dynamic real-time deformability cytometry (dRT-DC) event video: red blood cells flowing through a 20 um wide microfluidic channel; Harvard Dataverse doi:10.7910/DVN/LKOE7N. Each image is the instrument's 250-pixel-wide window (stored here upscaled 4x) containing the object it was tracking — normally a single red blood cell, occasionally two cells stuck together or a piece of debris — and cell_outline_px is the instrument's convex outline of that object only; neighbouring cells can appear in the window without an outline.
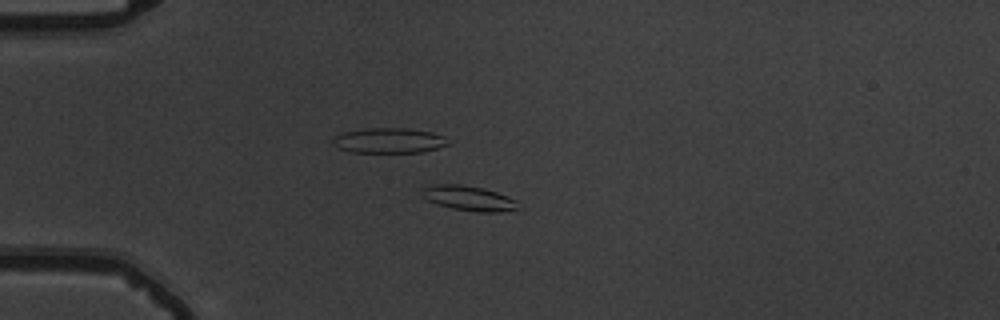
{"species": "common noctule bat (a hibernating species)", "species_latin": "Nyctalus noctula", "temperature_condition": "warm", "stored_images_in_passage": 56, "camera_frame_rate_fps": 3000, "um_per_image_px": 0.085, "animal": {"sex": "male", "body_mass_g": 19.5, "forearm_length_mm": 54.6}, "frame": {"image": 1, "passage_image": 16, "time_ms": 5.0, "image_size_px": [1000, 320], "cell_outline_px": [[524, 208], [500, 212], [476, 212], [452, 208], [428, 200], [420, 192], [420, 188], [428, 184], [460, 184], [484, 188], [508, 196], [516, 200]], "centroid_in_image_um": [39.89, 16.84], "position_along_channel_um": 45.1, "area_um2": 14.22}}
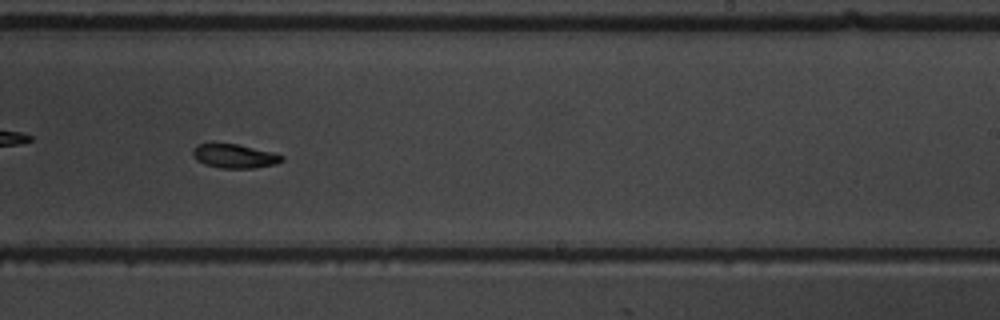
{"frame": {"image": 2, "passage_image": 36, "time_ms": 11.667, "image_size_px": [1000, 320], "cell_outline_px": [[284, 160], [276, 164], [256, 168], [220, 168], [204, 164], [196, 160], [192, 152], [192, 148], [196, 144], [212, 140], [236, 144], [272, 152], [284, 156]], "centroid_in_image_um": [19.86, 13.23], "position_along_channel_um": 269.1, "area_um2": 13.01}}
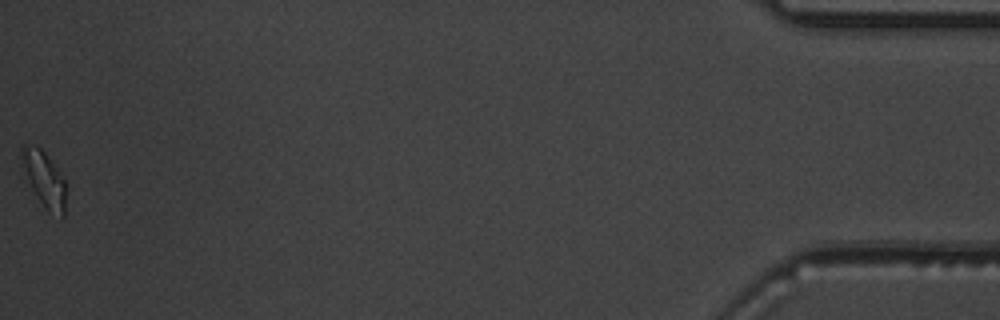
{"frame": {"image": 3, "passage_image": 56, "time_ms": 18.333, "image_size_px": [1000, 320], "cell_outline_px": [[64, 216], [60, 220], [48, 212], [44, 208], [36, 196], [28, 180], [20, 156], [20, 148], [24, 144], [32, 144], [40, 148], [44, 152], [56, 168], [64, 180]], "centroid_in_image_um": [3.74, 15.25], "position_along_channel_um": 431.5, "area_um2": 14.1}, "authors_computed_cell_mechanics": {"area_um2": 13.294, "velocity_mm_per_s": 3.7764, "shape_relaxation_time_tau1_ms": 8.2073, "shape_relaxation_time_tau2_ms": null, "deformation_change_tau1": 0.2103, "deformation_change_tau2": null}}